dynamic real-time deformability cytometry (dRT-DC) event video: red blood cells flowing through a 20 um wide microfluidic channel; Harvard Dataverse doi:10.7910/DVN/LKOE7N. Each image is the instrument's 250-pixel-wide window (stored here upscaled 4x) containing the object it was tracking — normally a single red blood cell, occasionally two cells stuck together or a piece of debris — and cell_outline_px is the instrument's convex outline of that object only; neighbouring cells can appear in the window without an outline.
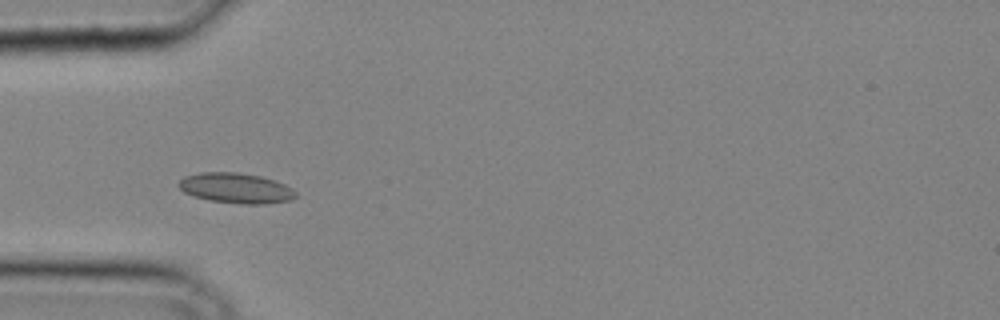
{"species": "common noctule bat (a hibernating species)", "species_latin": "Nyctalus noctula", "temperature_condition": "cold", "stored_images_in_passage": 32, "camera_frame_rate_fps": 3000, "um_per_image_px": 0.085, "animal": {"sex": "male", "body_mass_g": 20.4}, "frame": {"image": 1, "passage_image": 8, "time_ms": 2.333, "image_size_px": [1000, 320], "cell_outline_px": [[296, 196], [292, 200], [264, 204], [240, 204], [208, 200], [192, 196], [184, 192], [176, 184], [184, 176], [200, 172], [236, 172], [260, 176], [284, 184], [292, 188], [296, 192]], "centroid_in_image_um": [20.02, 15.99], "position_along_channel_um": 65.0, "area_um2": 20.75}}
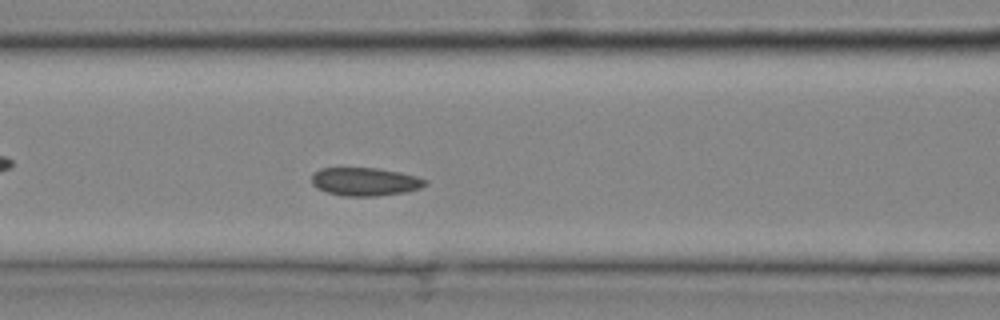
{"frame": {"image": 2, "passage_image": 12, "time_ms": 3.667, "image_size_px": [1000, 320], "cell_outline_px": [[428, 184], [420, 188], [404, 192], [376, 196], [344, 196], [328, 192], [316, 188], [312, 184], [312, 172], [320, 168], [376, 168], [400, 172], [416, 176], [428, 180]], "centroid_in_image_um": [31.02, 15.43], "position_along_channel_um": 135.6, "area_um2": 18.73}}
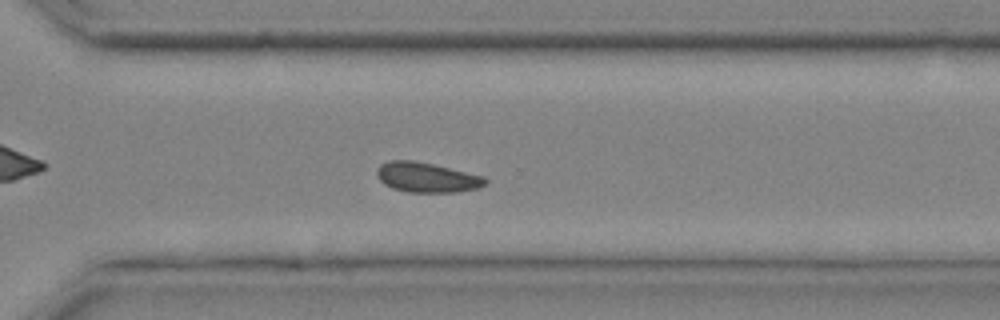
{"frame": {"image": 3, "passage_image": 23, "time_ms": 7.333, "image_size_px": [1000, 320], "cell_outline_px": [[488, 184], [476, 188], [456, 192], [408, 192], [392, 188], [384, 184], [376, 176], [376, 168], [380, 164], [388, 160], [412, 160], [432, 164], [484, 176], [488, 180]], "centroid_in_image_um": [36.25, 15.07], "position_along_channel_um": 334.4, "area_um2": 18.96}}